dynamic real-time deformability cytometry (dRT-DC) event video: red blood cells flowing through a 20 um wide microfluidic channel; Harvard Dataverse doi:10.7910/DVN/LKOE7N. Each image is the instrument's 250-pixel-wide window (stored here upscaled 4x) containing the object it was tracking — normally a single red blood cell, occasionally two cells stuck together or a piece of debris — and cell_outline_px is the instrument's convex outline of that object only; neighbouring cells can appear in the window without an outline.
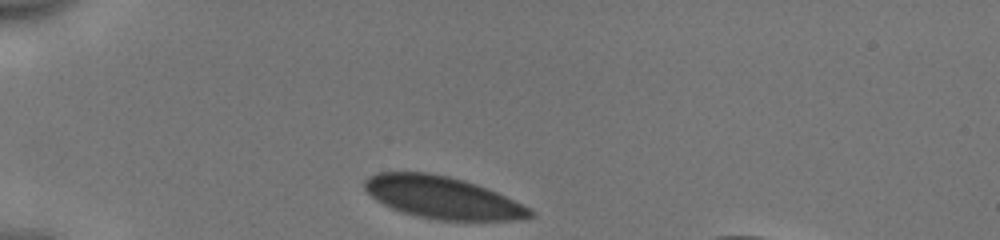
{"species": "human", "species_latin": "Homo sapiens", "temperature_condition": "cold", "stored_images_in_passage": 32, "camera_frame_rate_fps": 3000, "um_per_image_px": 0.085, "donor": {"sex": "male"}, "frame": {"image": 1, "passage_image": 1, "time_ms": 0.0, "image_size_px": [1000, 240], "cell_outline_px": [[536, 216], [520, 220], [440, 220], [416, 216], [392, 208], [376, 200], [364, 188], [364, 180], [368, 176], [376, 172], [428, 172], [448, 176], [464, 180], [476, 184], [496, 192], [536, 212]], "centroid_in_image_um": [37.6, 16.79], "position_along_channel_um": 47.4, "area_um2": 40.46}}
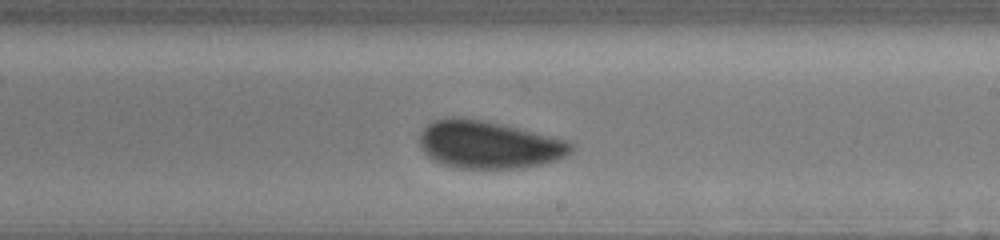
{"frame": {"image": 2, "passage_image": 19, "time_ms": 6.0, "image_size_px": [1000, 240], "cell_outline_px": [[572, 152], [556, 160], [524, 168], [456, 168], [432, 160], [424, 152], [420, 144], [420, 132], [432, 120], [452, 116], [460, 116], [484, 120], [520, 128], [552, 136], [564, 140], [572, 144]], "centroid_in_image_um": [41.5, 12.28], "position_along_channel_um": 247.5, "area_um2": 42.14}}
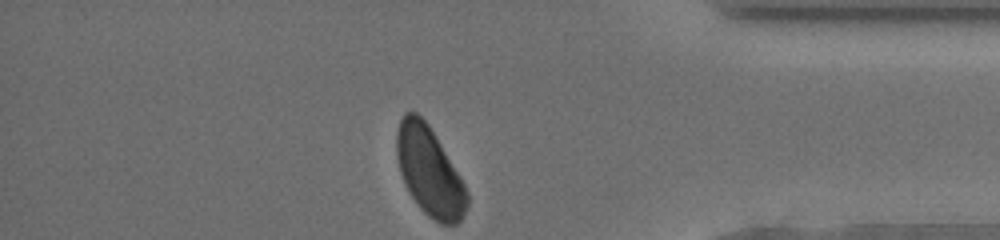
{"frame": {"image": 3, "passage_image": 32, "time_ms": 10.333, "image_size_px": [1000, 240], "cell_outline_px": [[468, 208], [460, 220], [456, 224], [440, 224], [428, 216], [416, 204], [404, 184], [400, 172], [396, 156], [396, 132], [400, 120], [404, 112], [416, 112], [428, 124], [464, 184], [468, 192]], "centroid_in_image_um": [36.48, 14.59], "position_along_channel_um": 398.7, "area_um2": 36.24}, "authors_computed_cell_mechanics": {"area_um2": 42.0495, "velocity_mm_per_s": 3.9283, "shape_relaxation_time_tau1_ms": 5.4907, "shape_relaxation_time_tau2_ms": null, "deformation_change_tau1": 0.0882, "deformation_change_tau2": null}}